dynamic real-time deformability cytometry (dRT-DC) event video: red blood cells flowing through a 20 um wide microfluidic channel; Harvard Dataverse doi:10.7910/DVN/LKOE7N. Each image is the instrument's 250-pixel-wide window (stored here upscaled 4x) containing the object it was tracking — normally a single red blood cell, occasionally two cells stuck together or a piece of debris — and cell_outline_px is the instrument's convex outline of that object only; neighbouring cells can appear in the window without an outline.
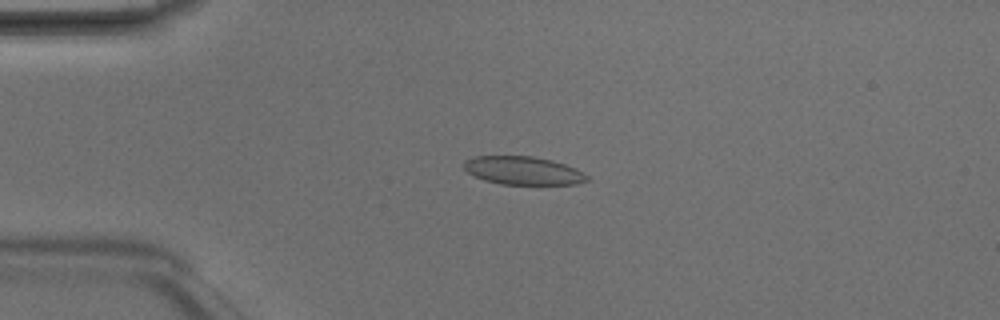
{"species": "Egyptian fruit bat (a non-hibernating species)", "species_latin": "Rousettus aegyptiacus", "temperature_condition": "room temperature", "stored_images_in_passage": 6, "camera_frame_rate_fps": 3000, "um_per_image_px": 0.085, "animal": {"sex": "male"}, "frame": {"image": 1, "passage_image": 3, "time_ms": 0.667, "image_size_px": [1000, 320], "cell_outline_px": [[588, 180], [576, 184], [500, 184], [484, 180], [468, 172], [464, 168], [464, 160], [476, 156], [532, 156], [552, 160], [576, 168], [588, 176]], "centroid_in_image_um": [44.46, 14.49], "position_along_channel_um": 40.5, "area_um2": 20.11}}